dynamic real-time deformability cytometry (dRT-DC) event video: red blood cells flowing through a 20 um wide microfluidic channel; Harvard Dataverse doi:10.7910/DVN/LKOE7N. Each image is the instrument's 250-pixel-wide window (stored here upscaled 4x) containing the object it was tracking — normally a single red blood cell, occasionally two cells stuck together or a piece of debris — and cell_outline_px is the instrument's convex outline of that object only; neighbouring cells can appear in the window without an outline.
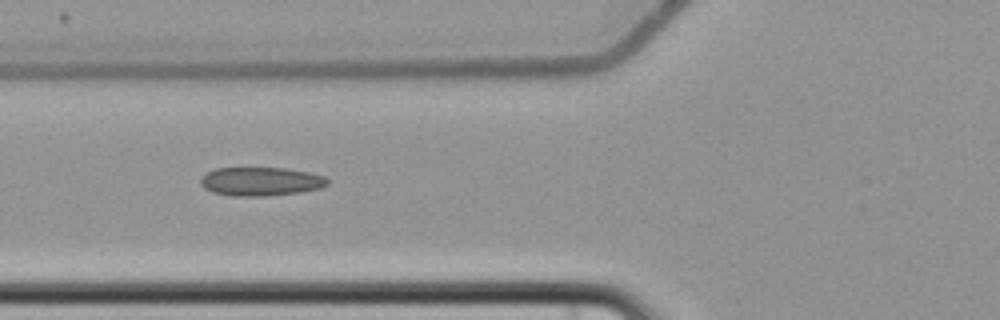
{"species": "common noctule bat (a hibernating species)", "species_latin": "Nyctalus noctula", "temperature_condition": "cold", "stored_images_in_passage": 7, "camera_frame_rate_fps": 3000, "um_per_image_px": 0.085, "animal": {"sex": "female", "body_mass_g": 22.7, "forearm_length_mm": 54.2}, "frame": {"image": 1, "passage_image": 6, "time_ms": 6.333, "image_size_px": [1000, 320], "cell_outline_px": [[328, 184], [320, 188], [300, 192], [264, 196], [228, 196], [212, 192], [204, 188], [200, 184], [200, 176], [216, 168], [288, 168], [308, 172], [324, 176], [328, 180]], "centroid_in_image_um": [22.13, 15.42], "position_along_channel_um": 103.7, "area_um2": 21.33}}
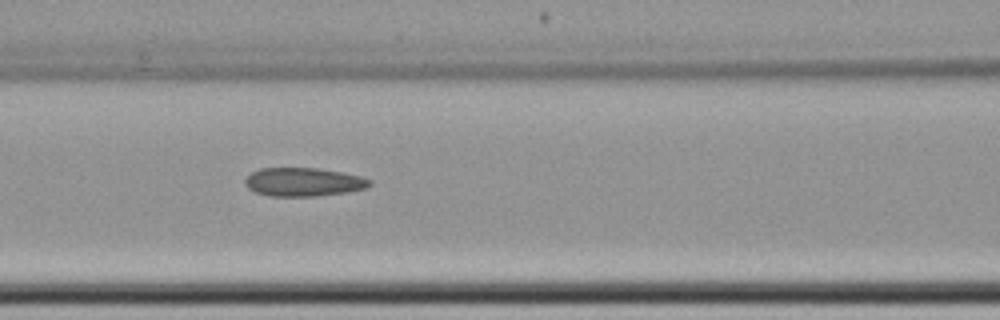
{"frame": {"image": 2, "passage_image": 7, "time_ms": 7.333, "image_size_px": [1000, 320], "cell_outline_px": [[372, 184], [368, 188], [348, 192], [316, 196], [268, 196], [256, 192], [248, 188], [244, 184], [244, 180], [252, 172], [260, 168], [316, 168], [340, 172], [360, 176], [372, 180]], "centroid_in_image_um": [25.8, 15.47], "position_along_channel_um": 140.8, "area_um2": 20.81}}